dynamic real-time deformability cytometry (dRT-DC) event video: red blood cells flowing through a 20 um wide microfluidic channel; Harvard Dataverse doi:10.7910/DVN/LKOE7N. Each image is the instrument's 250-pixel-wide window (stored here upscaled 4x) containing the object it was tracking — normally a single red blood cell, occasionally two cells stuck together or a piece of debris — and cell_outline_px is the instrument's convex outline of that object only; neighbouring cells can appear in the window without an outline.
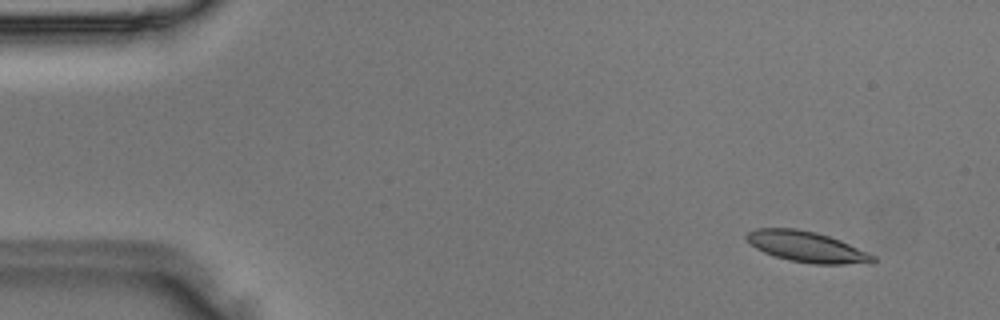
{"species": "Egyptian fruit bat (a non-hibernating species)", "species_latin": "Rousettus aegyptiacus", "temperature_condition": "room temperature", "stored_images_in_passage": 48, "camera_frame_rate_fps": 3000, "um_per_image_px": 0.085, "animal": {"sex": "male"}, "frame": {"image": 1, "passage_image": 4, "time_ms": 1.0, "image_size_px": [1000, 320], "cell_outline_px": [[876, 260], [872, 264], [812, 264], [788, 260], [764, 252], [756, 248], [744, 236], [748, 232], [756, 228], [796, 228], [816, 232], [840, 240], [876, 256]], "centroid_in_image_um": [68.61, 20.98], "position_along_channel_um": 16.4, "area_um2": 22.66}}
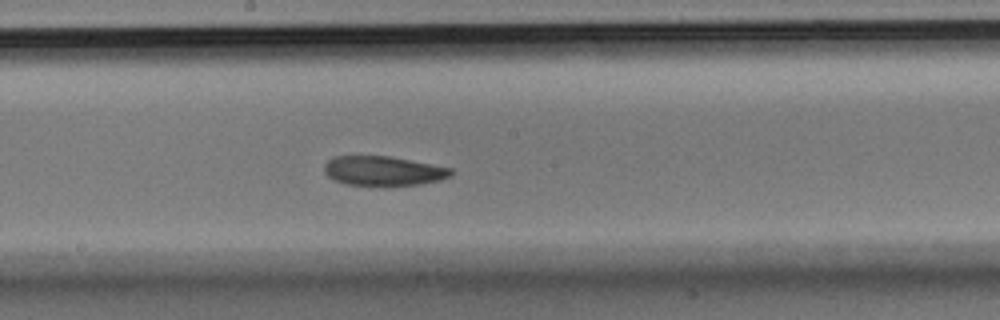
{"frame": {"image": 2, "passage_image": 26, "time_ms": 8.333, "image_size_px": [1000, 320], "cell_outline_px": [[452, 176], [440, 180], [420, 184], [384, 188], [344, 184], [328, 176], [324, 172], [324, 164], [332, 156], [388, 156], [452, 168]], "centroid_in_image_um": [32.56, 14.56], "position_along_channel_um": 215.6, "area_um2": 22.43}}
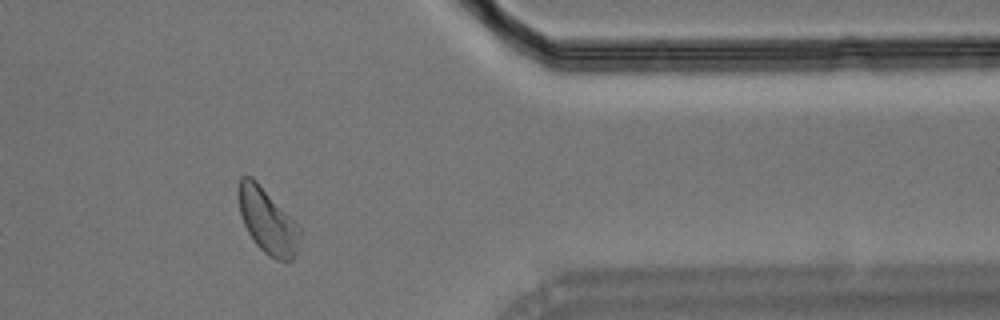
{"frame": {"image": 3, "passage_image": 40, "time_ms": 13.0, "image_size_px": [1000, 320], "cell_outline_px": [[300, 244], [292, 260], [276, 260], [268, 256], [256, 244], [248, 232], [244, 224], [240, 212], [236, 196], [236, 192], [240, 176], [252, 176], [256, 180], [300, 228]], "centroid_in_image_um": [22.7, 18.77], "position_along_channel_um": 388.7, "area_um2": 23.18}}